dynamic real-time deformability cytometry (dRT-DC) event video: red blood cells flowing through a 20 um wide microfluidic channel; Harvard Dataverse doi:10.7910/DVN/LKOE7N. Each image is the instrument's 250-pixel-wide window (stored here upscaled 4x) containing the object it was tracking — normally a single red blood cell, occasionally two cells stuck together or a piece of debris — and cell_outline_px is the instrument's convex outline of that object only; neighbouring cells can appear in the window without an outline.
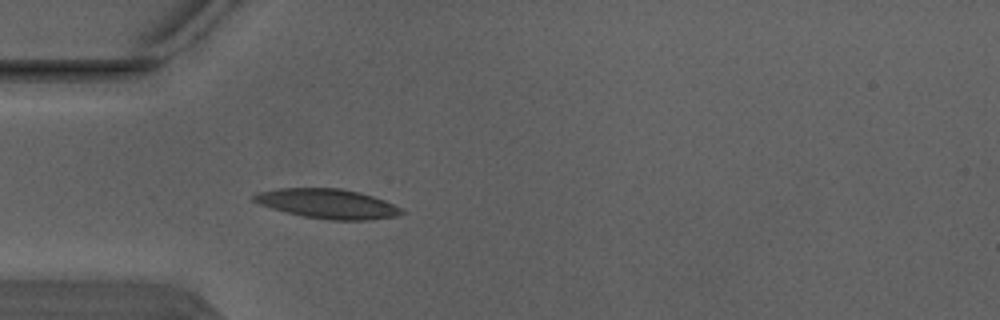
{"species": "Egyptian fruit bat (a non-hibernating species)", "species_latin": "Rousettus aegyptiacus", "temperature_condition": "warm", "stored_images_in_passage": 4, "camera_frame_rate_fps": 3000, "um_per_image_px": 0.085, "animal": {"sex": "male"}, "frame": {"image": 1, "passage_image": 4, "time_ms": 1.0, "image_size_px": [1000, 320], "cell_outline_px": [[404, 212], [396, 216], [372, 220], [328, 220], [304, 216], [272, 208], [260, 204], [252, 200], [248, 196], [260, 192], [280, 188], [340, 188], [360, 192], [384, 200], [400, 208]], "centroid_in_image_um": [27.83, 17.31], "position_along_channel_um": 57.2, "area_um2": 25.32}}